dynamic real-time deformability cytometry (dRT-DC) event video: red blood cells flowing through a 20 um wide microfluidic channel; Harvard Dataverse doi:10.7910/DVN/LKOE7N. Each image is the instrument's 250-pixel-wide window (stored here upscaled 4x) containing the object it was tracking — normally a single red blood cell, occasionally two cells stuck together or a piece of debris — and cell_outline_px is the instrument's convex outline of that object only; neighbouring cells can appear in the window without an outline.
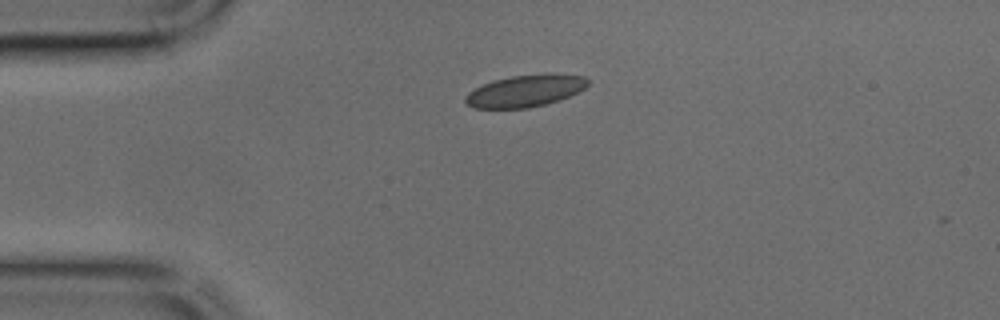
{"species": "common noctule bat (a hibernating species)", "species_latin": "Nyctalus noctula", "temperature_condition": "cold", "stored_images_in_passage": 2, "camera_frame_rate_fps": 3000, "um_per_image_px": 0.085, "animal": {"sex": "male", "body_mass_g": 17.9, "forearm_length_mm": 54.2}, "frame": {"image": 1, "passage_image": 1, "time_ms": 0.0, "image_size_px": [1000, 320], "cell_outline_px": [[588, 84], [584, 88], [560, 100], [528, 108], [472, 108], [464, 100], [464, 96], [468, 92], [492, 80], [512, 76], [548, 72], [552, 72], [584, 76], [588, 80]], "centroid_in_image_um": [44.65, 7.7], "position_along_channel_um": 40.4, "area_um2": 22.95}}